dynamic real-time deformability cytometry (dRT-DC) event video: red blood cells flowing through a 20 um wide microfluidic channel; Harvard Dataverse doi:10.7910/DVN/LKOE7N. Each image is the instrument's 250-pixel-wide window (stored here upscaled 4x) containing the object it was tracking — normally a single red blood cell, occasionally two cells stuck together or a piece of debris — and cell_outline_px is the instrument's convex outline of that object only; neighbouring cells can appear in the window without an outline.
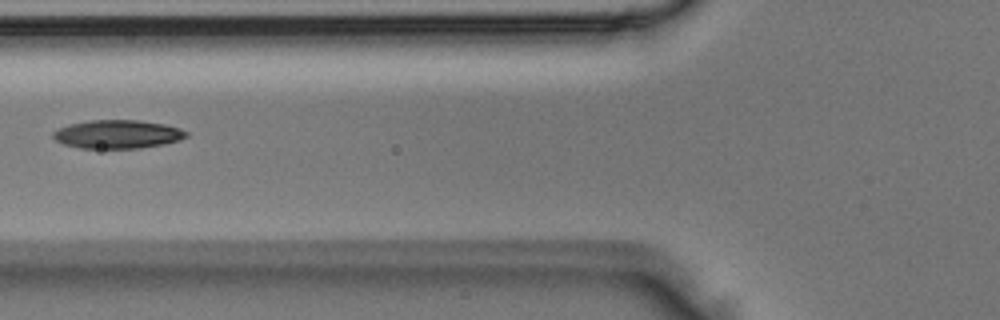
{"species": "Egyptian fruit bat (a non-hibernating species)", "species_latin": "Rousettus aegyptiacus", "temperature_condition": "room temperature", "stored_images_in_passage": 2, "camera_frame_rate_fps": 3000, "um_per_image_px": 0.085, "animal": {"sex": "male"}, "frame": {"image": 1, "passage_image": 2, "time_ms": 0.333, "image_size_px": [1000, 320], "cell_outline_px": [[188, 136], [180, 140], [164, 144], [140, 148], [80, 148], [64, 144], [56, 140], [52, 136], [52, 132], [60, 128], [72, 124], [92, 120], [140, 120], [164, 124], [180, 128], [188, 132]], "centroid_in_image_um": [10.03, 11.41], "position_along_channel_um": 115.8, "area_um2": 22.02}}